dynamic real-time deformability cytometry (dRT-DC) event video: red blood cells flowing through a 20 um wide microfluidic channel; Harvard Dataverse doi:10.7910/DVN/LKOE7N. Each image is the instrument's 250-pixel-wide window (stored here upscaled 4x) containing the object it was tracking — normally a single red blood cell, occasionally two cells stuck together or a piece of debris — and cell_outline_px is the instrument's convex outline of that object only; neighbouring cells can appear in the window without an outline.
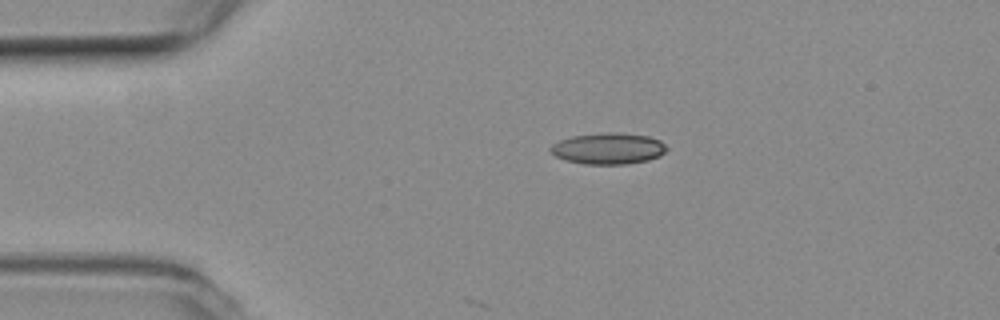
{"species": "common noctule bat (a hibernating species)", "species_latin": "Nyctalus noctula", "temperature_condition": "room temperature", "stored_images_in_passage": 13, "camera_frame_rate_fps": 3000, "um_per_image_px": 0.085, "animal": {"sex": "female", "body_mass_g": 19.3, "forearm_length_mm": 54.1}, "frame": {"image": 1, "passage_image": 1, "time_ms": 0.0, "image_size_px": [1000, 320], "cell_outline_px": [[668, 148], [660, 156], [648, 160], [628, 164], [584, 164], [568, 160], [556, 156], [548, 148], [552, 144], [560, 140], [572, 136], [608, 132], [616, 132], [648, 136], [660, 140]], "centroid_in_image_um": [51.72, 12.62], "position_along_channel_um": 33.3, "area_um2": 21.1}}
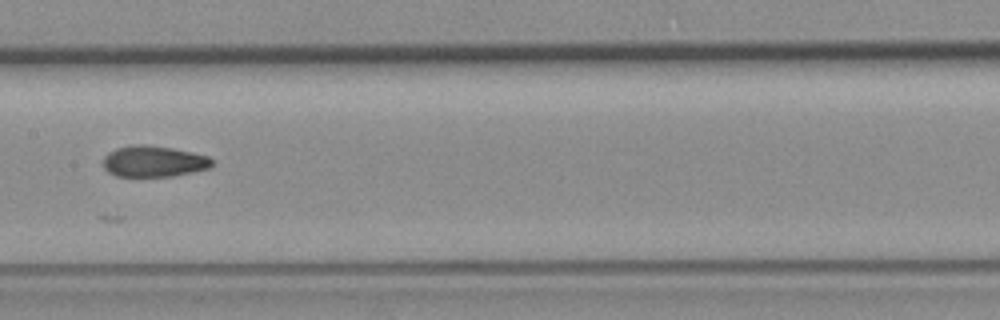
{"frame": {"image": 2, "passage_image": 6, "time_ms": 1.667, "image_size_px": [1000, 320], "cell_outline_px": [[212, 164], [208, 168], [192, 172], [172, 176], [116, 176], [108, 172], [104, 168], [104, 156], [108, 152], [116, 148], [136, 144], [144, 144], [172, 148], [192, 152], [208, 156], [212, 160]], "centroid_in_image_um": [13.04, 13.71], "position_along_channel_um": 194.4, "area_um2": 19.65}}
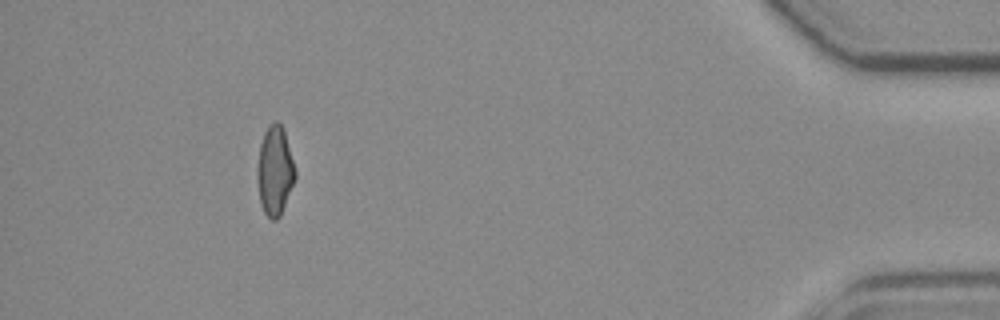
{"frame": {"image": 3, "passage_image": 12, "time_ms": 3.667, "image_size_px": [1000, 320], "cell_outline_px": [[296, 176], [280, 216], [276, 220], [272, 220], [264, 212], [260, 204], [256, 180], [256, 172], [260, 144], [264, 132], [268, 124], [276, 120], [284, 128], [296, 168]], "centroid_in_image_um": [23.35, 14.48], "position_along_channel_um": 411.9, "area_um2": 20.06}}